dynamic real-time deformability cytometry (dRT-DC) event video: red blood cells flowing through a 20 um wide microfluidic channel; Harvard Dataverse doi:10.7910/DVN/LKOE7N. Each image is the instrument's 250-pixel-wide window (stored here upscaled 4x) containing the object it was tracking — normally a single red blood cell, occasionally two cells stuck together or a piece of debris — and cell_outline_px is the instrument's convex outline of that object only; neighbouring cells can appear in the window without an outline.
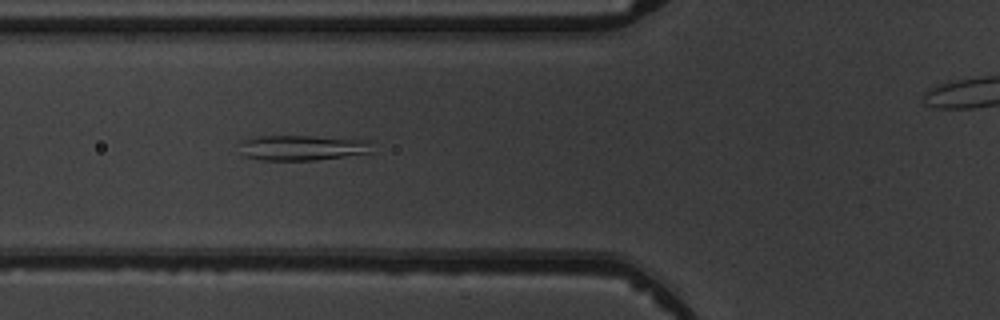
{"species": "common noctule bat (a hibernating species)", "species_latin": "Nyctalus noctula", "temperature_condition": "warm", "stored_images_in_passage": 5, "segment_of_instrument_passage": [1, 2], "camera_frame_rate_fps": 3000, "um_per_image_px": 0.085, "animal": {"sex": "male", "body_mass_g": 19.5, "forearm_length_mm": 54.6}, "frame": {"image": 1, "passage_image": 4, "time_ms": 3.333, "image_size_px": [1000, 320], "cell_outline_px": [[372, 140], [368, 152], [344, 156], [316, 160], [260, 160], [244, 156], [240, 152], [236, 140], [260, 136], [312, 136]], "centroid_in_image_um": [25.56, 12.54], "position_along_channel_um": 100.2, "area_um2": 19.71}}